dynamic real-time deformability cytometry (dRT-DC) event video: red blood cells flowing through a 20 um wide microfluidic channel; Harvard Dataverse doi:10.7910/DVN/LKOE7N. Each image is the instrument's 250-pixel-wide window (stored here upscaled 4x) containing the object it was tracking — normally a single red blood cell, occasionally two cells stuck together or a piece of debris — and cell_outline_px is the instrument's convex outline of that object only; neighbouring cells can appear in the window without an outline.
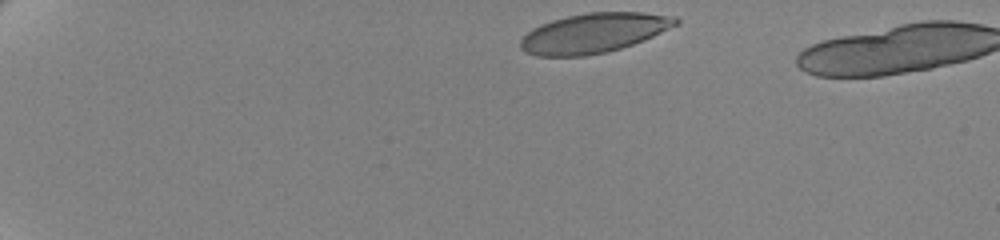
{"species": "human", "species_latin": "Homo sapiens", "temperature_condition": "cold", "stored_images_in_passage": 4, "camera_frame_rate_fps": 3000, "um_per_image_px": 0.085, "donor": {"sex": "female"}, "frame": {"image": 1, "passage_image": 1, "time_ms": 0.0, "image_size_px": [1000, 240], "cell_outline_px": [[680, 24], [644, 40], [620, 48], [604, 52], [584, 56], [536, 56], [524, 52], [520, 48], [520, 40], [532, 28], [540, 24], [552, 20], [568, 16], [588, 12], [644, 12], [676, 16], [680, 20]], "centroid_in_image_um": [50.49, 2.8], "position_along_channel_um": 34.5, "area_um2": 36.01}}